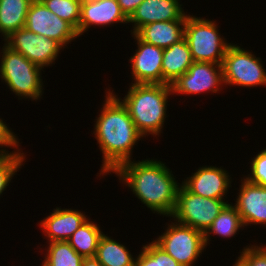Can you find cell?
Listing matches in <instances>:
<instances>
[{"label":"cell","mask_w":266,"mask_h":266,"mask_svg":"<svg viewBox=\"0 0 266 266\" xmlns=\"http://www.w3.org/2000/svg\"><path fill=\"white\" fill-rule=\"evenodd\" d=\"M213 20L188 14L184 26V37L189 45L193 61L222 64L231 43L219 33Z\"/></svg>","instance_id":"obj_5"},{"label":"cell","mask_w":266,"mask_h":266,"mask_svg":"<svg viewBox=\"0 0 266 266\" xmlns=\"http://www.w3.org/2000/svg\"><path fill=\"white\" fill-rule=\"evenodd\" d=\"M52 13L69 22L78 33L82 0H40Z\"/></svg>","instance_id":"obj_27"},{"label":"cell","mask_w":266,"mask_h":266,"mask_svg":"<svg viewBox=\"0 0 266 266\" xmlns=\"http://www.w3.org/2000/svg\"><path fill=\"white\" fill-rule=\"evenodd\" d=\"M137 48L130 57L133 84H163L162 59L164 49L142 41L136 34H131ZM134 80V81H133Z\"/></svg>","instance_id":"obj_12"},{"label":"cell","mask_w":266,"mask_h":266,"mask_svg":"<svg viewBox=\"0 0 266 266\" xmlns=\"http://www.w3.org/2000/svg\"><path fill=\"white\" fill-rule=\"evenodd\" d=\"M122 99L111 92L126 107L133 123L143 137L159 136L167 117L168 98L172 94L170 84H133Z\"/></svg>","instance_id":"obj_3"},{"label":"cell","mask_w":266,"mask_h":266,"mask_svg":"<svg viewBox=\"0 0 266 266\" xmlns=\"http://www.w3.org/2000/svg\"><path fill=\"white\" fill-rule=\"evenodd\" d=\"M42 266H81L84 259L67 241L48 243Z\"/></svg>","instance_id":"obj_24"},{"label":"cell","mask_w":266,"mask_h":266,"mask_svg":"<svg viewBox=\"0 0 266 266\" xmlns=\"http://www.w3.org/2000/svg\"><path fill=\"white\" fill-rule=\"evenodd\" d=\"M135 259V266H182L153 240L145 245Z\"/></svg>","instance_id":"obj_26"},{"label":"cell","mask_w":266,"mask_h":266,"mask_svg":"<svg viewBox=\"0 0 266 266\" xmlns=\"http://www.w3.org/2000/svg\"><path fill=\"white\" fill-rule=\"evenodd\" d=\"M110 90L106 88L101 112L94 121L93 134L103 158L100 175H97L100 177L110 175L121 164L131 161L132 150L143 138L126 107Z\"/></svg>","instance_id":"obj_1"},{"label":"cell","mask_w":266,"mask_h":266,"mask_svg":"<svg viewBox=\"0 0 266 266\" xmlns=\"http://www.w3.org/2000/svg\"><path fill=\"white\" fill-rule=\"evenodd\" d=\"M81 266H102L95 257H84Z\"/></svg>","instance_id":"obj_32"},{"label":"cell","mask_w":266,"mask_h":266,"mask_svg":"<svg viewBox=\"0 0 266 266\" xmlns=\"http://www.w3.org/2000/svg\"><path fill=\"white\" fill-rule=\"evenodd\" d=\"M186 14L180 20L159 21L144 25L135 34L144 42L166 49L184 37Z\"/></svg>","instance_id":"obj_18"},{"label":"cell","mask_w":266,"mask_h":266,"mask_svg":"<svg viewBox=\"0 0 266 266\" xmlns=\"http://www.w3.org/2000/svg\"><path fill=\"white\" fill-rule=\"evenodd\" d=\"M236 261L241 266H266V245L245 246Z\"/></svg>","instance_id":"obj_28"},{"label":"cell","mask_w":266,"mask_h":266,"mask_svg":"<svg viewBox=\"0 0 266 266\" xmlns=\"http://www.w3.org/2000/svg\"><path fill=\"white\" fill-rule=\"evenodd\" d=\"M228 204L225 199L205 198L190 192L183 184L177 191L176 206L170 218L205 233Z\"/></svg>","instance_id":"obj_6"},{"label":"cell","mask_w":266,"mask_h":266,"mask_svg":"<svg viewBox=\"0 0 266 266\" xmlns=\"http://www.w3.org/2000/svg\"><path fill=\"white\" fill-rule=\"evenodd\" d=\"M250 162V174L245 176L250 183L266 186V148L258 152Z\"/></svg>","instance_id":"obj_29"},{"label":"cell","mask_w":266,"mask_h":266,"mask_svg":"<svg viewBox=\"0 0 266 266\" xmlns=\"http://www.w3.org/2000/svg\"><path fill=\"white\" fill-rule=\"evenodd\" d=\"M234 207L237 209L244 227L266 225V186L250 183L241 177V185Z\"/></svg>","instance_id":"obj_14"},{"label":"cell","mask_w":266,"mask_h":266,"mask_svg":"<svg viewBox=\"0 0 266 266\" xmlns=\"http://www.w3.org/2000/svg\"><path fill=\"white\" fill-rule=\"evenodd\" d=\"M170 85L172 94L200 95L204 92L218 94L224 86L222 66L217 63L194 61L188 71Z\"/></svg>","instance_id":"obj_10"},{"label":"cell","mask_w":266,"mask_h":266,"mask_svg":"<svg viewBox=\"0 0 266 266\" xmlns=\"http://www.w3.org/2000/svg\"><path fill=\"white\" fill-rule=\"evenodd\" d=\"M102 266H135V259L124 244L103 234L94 256Z\"/></svg>","instance_id":"obj_21"},{"label":"cell","mask_w":266,"mask_h":266,"mask_svg":"<svg viewBox=\"0 0 266 266\" xmlns=\"http://www.w3.org/2000/svg\"><path fill=\"white\" fill-rule=\"evenodd\" d=\"M244 228L237 209L232 203H228L204 233L206 247L208 244L210 245L212 234L218 235L219 237L221 236V238L231 239L239 232V230H243Z\"/></svg>","instance_id":"obj_22"},{"label":"cell","mask_w":266,"mask_h":266,"mask_svg":"<svg viewBox=\"0 0 266 266\" xmlns=\"http://www.w3.org/2000/svg\"><path fill=\"white\" fill-rule=\"evenodd\" d=\"M3 120L4 119L0 118V148H3L0 149V153L7 152L5 147L15 149V147L20 143L17 135Z\"/></svg>","instance_id":"obj_30"},{"label":"cell","mask_w":266,"mask_h":266,"mask_svg":"<svg viewBox=\"0 0 266 266\" xmlns=\"http://www.w3.org/2000/svg\"><path fill=\"white\" fill-rule=\"evenodd\" d=\"M182 6L180 0H143L128 19L134 24L131 34L150 23L180 20L186 14Z\"/></svg>","instance_id":"obj_16"},{"label":"cell","mask_w":266,"mask_h":266,"mask_svg":"<svg viewBox=\"0 0 266 266\" xmlns=\"http://www.w3.org/2000/svg\"><path fill=\"white\" fill-rule=\"evenodd\" d=\"M103 234L100 225L89 218L71 235L67 242L81 256L94 257Z\"/></svg>","instance_id":"obj_23"},{"label":"cell","mask_w":266,"mask_h":266,"mask_svg":"<svg viewBox=\"0 0 266 266\" xmlns=\"http://www.w3.org/2000/svg\"><path fill=\"white\" fill-rule=\"evenodd\" d=\"M166 225L165 232L153 241L182 266H194L207 248L204 233L176 221Z\"/></svg>","instance_id":"obj_8"},{"label":"cell","mask_w":266,"mask_h":266,"mask_svg":"<svg viewBox=\"0 0 266 266\" xmlns=\"http://www.w3.org/2000/svg\"><path fill=\"white\" fill-rule=\"evenodd\" d=\"M25 28L55 40L63 48L79 37L76 29L69 22L52 13L41 1H32L30 4Z\"/></svg>","instance_id":"obj_11"},{"label":"cell","mask_w":266,"mask_h":266,"mask_svg":"<svg viewBox=\"0 0 266 266\" xmlns=\"http://www.w3.org/2000/svg\"><path fill=\"white\" fill-rule=\"evenodd\" d=\"M128 23L117 0H82L78 36L84 35L91 26H110Z\"/></svg>","instance_id":"obj_15"},{"label":"cell","mask_w":266,"mask_h":266,"mask_svg":"<svg viewBox=\"0 0 266 266\" xmlns=\"http://www.w3.org/2000/svg\"><path fill=\"white\" fill-rule=\"evenodd\" d=\"M19 146L20 143L15 147V151L0 153V196L26 161V153H22Z\"/></svg>","instance_id":"obj_25"},{"label":"cell","mask_w":266,"mask_h":266,"mask_svg":"<svg viewBox=\"0 0 266 266\" xmlns=\"http://www.w3.org/2000/svg\"><path fill=\"white\" fill-rule=\"evenodd\" d=\"M31 0H0V34L4 40L25 27Z\"/></svg>","instance_id":"obj_20"},{"label":"cell","mask_w":266,"mask_h":266,"mask_svg":"<svg viewBox=\"0 0 266 266\" xmlns=\"http://www.w3.org/2000/svg\"><path fill=\"white\" fill-rule=\"evenodd\" d=\"M153 213L171 216L180 186L165 163L158 159L128 161L114 172Z\"/></svg>","instance_id":"obj_2"},{"label":"cell","mask_w":266,"mask_h":266,"mask_svg":"<svg viewBox=\"0 0 266 266\" xmlns=\"http://www.w3.org/2000/svg\"><path fill=\"white\" fill-rule=\"evenodd\" d=\"M88 219L87 215L78 209L56 207L51 214L40 220L39 227L48 243L67 241Z\"/></svg>","instance_id":"obj_17"},{"label":"cell","mask_w":266,"mask_h":266,"mask_svg":"<svg viewBox=\"0 0 266 266\" xmlns=\"http://www.w3.org/2000/svg\"><path fill=\"white\" fill-rule=\"evenodd\" d=\"M261 60L249 50L231 43L221 64L224 85L243 88L266 86V69Z\"/></svg>","instance_id":"obj_7"},{"label":"cell","mask_w":266,"mask_h":266,"mask_svg":"<svg viewBox=\"0 0 266 266\" xmlns=\"http://www.w3.org/2000/svg\"><path fill=\"white\" fill-rule=\"evenodd\" d=\"M2 41L11 50L21 53L42 69L55 64L60 50L64 49L55 40L40 36L25 27L12 32Z\"/></svg>","instance_id":"obj_9"},{"label":"cell","mask_w":266,"mask_h":266,"mask_svg":"<svg viewBox=\"0 0 266 266\" xmlns=\"http://www.w3.org/2000/svg\"><path fill=\"white\" fill-rule=\"evenodd\" d=\"M143 0H117L124 15L129 19Z\"/></svg>","instance_id":"obj_31"},{"label":"cell","mask_w":266,"mask_h":266,"mask_svg":"<svg viewBox=\"0 0 266 266\" xmlns=\"http://www.w3.org/2000/svg\"><path fill=\"white\" fill-rule=\"evenodd\" d=\"M233 266H241L237 261L233 263Z\"/></svg>","instance_id":"obj_33"},{"label":"cell","mask_w":266,"mask_h":266,"mask_svg":"<svg viewBox=\"0 0 266 266\" xmlns=\"http://www.w3.org/2000/svg\"><path fill=\"white\" fill-rule=\"evenodd\" d=\"M193 175L186 177L182 184L192 193L213 199H225L232 178L223 167L202 166Z\"/></svg>","instance_id":"obj_13"},{"label":"cell","mask_w":266,"mask_h":266,"mask_svg":"<svg viewBox=\"0 0 266 266\" xmlns=\"http://www.w3.org/2000/svg\"><path fill=\"white\" fill-rule=\"evenodd\" d=\"M193 62L185 37L164 49L162 59L163 84H172L188 71Z\"/></svg>","instance_id":"obj_19"},{"label":"cell","mask_w":266,"mask_h":266,"mask_svg":"<svg viewBox=\"0 0 266 266\" xmlns=\"http://www.w3.org/2000/svg\"><path fill=\"white\" fill-rule=\"evenodd\" d=\"M0 55L1 82H4L18 99L31 98V101H37L42 98L44 85L41 71L43 69L5 44Z\"/></svg>","instance_id":"obj_4"}]
</instances>
